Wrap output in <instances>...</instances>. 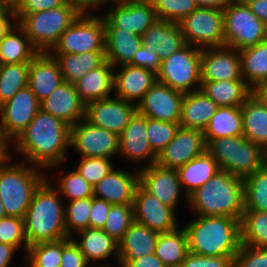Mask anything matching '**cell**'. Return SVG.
<instances>
[{"label":"cell","instance_id":"03108f58","mask_svg":"<svg viewBox=\"0 0 267 267\" xmlns=\"http://www.w3.org/2000/svg\"><path fill=\"white\" fill-rule=\"evenodd\" d=\"M252 95L267 106V81L257 84L252 89Z\"/></svg>","mask_w":267,"mask_h":267},{"label":"cell","instance_id":"6125c7cd","mask_svg":"<svg viewBox=\"0 0 267 267\" xmlns=\"http://www.w3.org/2000/svg\"><path fill=\"white\" fill-rule=\"evenodd\" d=\"M17 248L13 245L0 243V267H9Z\"/></svg>","mask_w":267,"mask_h":267},{"label":"cell","instance_id":"30bf717a","mask_svg":"<svg viewBox=\"0 0 267 267\" xmlns=\"http://www.w3.org/2000/svg\"><path fill=\"white\" fill-rule=\"evenodd\" d=\"M103 15L81 14L48 53L105 52Z\"/></svg>","mask_w":267,"mask_h":267},{"label":"cell","instance_id":"83f0119b","mask_svg":"<svg viewBox=\"0 0 267 267\" xmlns=\"http://www.w3.org/2000/svg\"><path fill=\"white\" fill-rule=\"evenodd\" d=\"M113 68L115 67L105 60L74 84L76 92L85 104L111 96L114 92Z\"/></svg>","mask_w":267,"mask_h":267},{"label":"cell","instance_id":"ee69618b","mask_svg":"<svg viewBox=\"0 0 267 267\" xmlns=\"http://www.w3.org/2000/svg\"><path fill=\"white\" fill-rule=\"evenodd\" d=\"M133 221V204H115L109 210L103 230L119 243Z\"/></svg>","mask_w":267,"mask_h":267},{"label":"cell","instance_id":"836d02e7","mask_svg":"<svg viewBox=\"0 0 267 267\" xmlns=\"http://www.w3.org/2000/svg\"><path fill=\"white\" fill-rule=\"evenodd\" d=\"M58 61L63 80L75 84L87 72L99 67L105 60V52L49 53Z\"/></svg>","mask_w":267,"mask_h":267},{"label":"cell","instance_id":"91938a15","mask_svg":"<svg viewBox=\"0 0 267 267\" xmlns=\"http://www.w3.org/2000/svg\"><path fill=\"white\" fill-rule=\"evenodd\" d=\"M109 0H66V3L75 7L81 14H89V9L107 6Z\"/></svg>","mask_w":267,"mask_h":267},{"label":"cell","instance_id":"6f0895ef","mask_svg":"<svg viewBox=\"0 0 267 267\" xmlns=\"http://www.w3.org/2000/svg\"><path fill=\"white\" fill-rule=\"evenodd\" d=\"M111 206L112 204L106 202L105 200H101L93 196L89 215V227L103 229Z\"/></svg>","mask_w":267,"mask_h":267},{"label":"cell","instance_id":"4fadbf2b","mask_svg":"<svg viewBox=\"0 0 267 267\" xmlns=\"http://www.w3.org/2000/svg\"><path fill=\"white\" fill-rule=\"evenodd\" d=\"M70 148L75 149L80 157L112 159L119 155V136L82 119L70 128Z\"/></svg>","mask_w":267,"mask_h":267},{"label":"cell","instance_id":"89a4df30","mask_svg":"<svg viewBox=\"0 0 267 267\" xmlns=\"http://www.w3.org/2000/svg\"><path fill=\"white\" fill-rule=\"evenodd\" d=\"M262 153V167L267 169V143L261 147Z\"/></svg>","mask_w":267,"mask_h":267},{"label":"cell","instance_id":"ab89813d","mask_svg":"<svg viewBox=\"0 0 267 267\" xmlns=\"http://www.w3.org/2000/svg\"><path fill=\"white\" fill-rule=\"evenodd\" d=\"M241 244L267 248V212L244 210L240 221Z\"/></svg>","mask_w":267,"mask_h":267},{"label":"cell","instance_id":"5b68a950","mask_svg":"<svg viewBox=\"0 0 267 267\" xmlns=\"http://www.w3.org/2000/svg\"><path fill=\"white\" fill-rule=\"evenodd\" d=\"M7 161L11 158L0 163V201L7 216L24 219L35 189L46 177L40 167Z\"/></svg>","mask_w":267,"mask_h":267},{"label":"cell","instance_id":"44dd1931","mask_svg":"<svg viewBox=\"0 0 267 267\" xmlns=\"http://www.w3.org/2000/svg\"><path fill=\"white\" fill-rule=\"evenodd\" d=\"M147 117L136 112L129 124L119 135V157L123 156L132 162H144L147 164L140 169L148 167L157 161V155L150 148L147 139Z\"/></svg>","mask_w":267,"mask_h":267},{"label":"cell","instance_id":"74e56055","mask_svg":"<svg viewBox=\"0 0 267 267\" xmlns=\"http://www.w3.org/2000/svg\"><path fill=\"white\" fill-rule=\"evenodd\" d=\"M243 115V136L263 146L267 143V106L252 94L241 106Z\"/></svg>","mask_w":267,"mask_h":267},{"label":"cell","instance_id":"9f6ffc18","mask_svg":"<svg viewBox=\"0 0 267 267\" xmlns=\"http://www.w3.org/2000/svg\"><path fill=\"white\" fill-rule=\"evenodd\" d=\"M66 4V0H21L15 9L16 15H27L53 9Z\"/></svg>","mask_w":267,"mask_h":267},{"label":"cell","instance_id":"f6af8a7d","mask_svg":"<svg viewBox=\"0 0 267 267\" xmlns=\"http://www.w3.org/2000/svg\"><path fill=\"white\" fill-rule=\"evenodd\" d=\"M92 197L65 202V227L67 236L89 227Z\"/></svg>","mask_w":267,"mask_h":267},{"label":"cell","instance_id":"f5cc1de1","mask_svg":"<svg viewBox=\"0 0 267 267\" xmlns=\"http://www.w3.org/2000/svg\"><path fill=\"white\" fill-rule=\"evenodd\" d=\"M110 265H90L86 261L79 246L74 242L72 238L62 239V256L60 267H110Z\"/></svg>","mask_w":267,"mask_h":267},{"label":"cell","instance_id":"1f68e13d","mask_svg":"<svg viewBox=\"0 0 267 267\" xmlns=\"http://www.w3.org/2000/svg\"><path fill=\"white\" fill-rule=\"evenodd\" d=\"M105 37L106 60L115 67L114 69L129 64L143 45L140 35L121 31L119 28H105Z\"/></svg>","mask_w":267,"mask_h":267},{"label":"cell","instance_id":"ffe728a7","mask_svg":"<svg viewBox=\"0 0 267 267\" xmlns=\"http://www.w3.org/2000/svg\"><path fill=\"white\" fill-rule=\"evenodd\" d=\"M139 184L160 202L176 210L183 190L177 169L161 167L154 163L139 169Z\"/></svg>","mask_w":267,"mask_h":267},{"label":"cell","instance_id":"cb8c5ba5","mask_svg":"<svg viewBox=\"0 0 267 267\" xmlns=\"http://www.w3.org/2000/svg\"><path fill=\"white\" fill-rule=\"evenodd\" d=\"M120 66L119 73H114V95L137 106L156 83L157 73L130 64Z\"/></svg>","mask_w":267,"mask_h":267},{"label":"cell","instance_id":"7bdbcfd3","mask_svg":"<svg viewBox=\"0 0 267 267\" xmlns=\"http://www.w3.org/2000/svg\"><path fill=\"white\" fill-rule=\"evenodd\" d=\"M25 267H58L61 265L62 239L29 246Z\"/></svg>","mask_w":267,"mask_h":267},{"label":"cell","instance_id":"277c9868","mask_svg":"<svg viewBox=\"0 0 267 267\" xmlns=\"http://www.w3.org/2000/svg\"><path fill=\"white\" fill-rule=\"evenodd\" d=\"M188 203L198 216H229L241 221L244 180L220 170L188 196Z\"/></svg>","mask_w":267,"mask_h":267},{"label":"cell","instance_id":"f907efd6","mask_svg":"<svg viewBox=\"0 0 267 267\" xmlns=\"http://www.w3.org/2000/svg\"><path fill=\"white\" fill-rule=\"evenodd\" d=\"M0 243L13 245L17 249L24 245V252L28 251V242L25 236L24 219L5 216L0 219Z\"/></svg>","mask_w":267,"mask_h":267},{"label":"cell","instance_id":"3957f363","mask_svg":"<svg viewBox=\"0 0 267 267\" xmlns=\"http://www.w3.org/2000/svg\"><path fill=\"white\" fill-rule=\"evenodd\" d=\"M184 225L189 252L208 257L235 256L241 245L240 220L198 216Z\"/></svg>","mask_w":267,"mask_h":267},{"label":"cell","instance_id":"db71d44e","mask_svg":"<svg viewBox=\"0 0 267 267\" xmlns=\"http://www.w3.org/2000/svg\"><path fill=\"white\" fill-rule=\"evenodd\" d=\"M180 267H234V256L208 257L189 252Z\"/></svg>","mask_w":267,"mask_h":267},{"label":"cell","instance_id":"5bb4252c","mask_svg":"<svg viewBox=\"0 0 267 267\" xmlns=\"http://www.w3.org/2000/svg\"><path fill=\"white\" fill-rule=\"evenodd\" d=\"M40 102L27 86L0 105V132L12 143L34 119Z\"/></svg>","mask_w":267,"mask_h":267},{"label":"cell","instance_id":"e575fe53","mask_svg":"<svg viewBox=\"0 0 267 267\" xmlns=\"http://www.w3.org/2000/svg\"><path fill=\"white\" fill-rule=\"evenodd\" d=\"M200 89L220 107L242 106L252 94L245 80L202 81Z\"/></svg>","mask_w":267,"mask_h":267},{"label":"cell","instance_id":"8c879c8a","mask_svg":"<svg viewBox=\"0 0 267 267\" xmlns=\"http://www.w3.org/2000/svg\"><path fill=\"white\" fill-rule=\"evenodd\" d=\"M7 216L4 210V207L0 201V219H2L3 217Z\"/></svg>","mask_w":267,"mask_h":267},{"label":"cell","instance_id":"603a6c76","mask_svg":"<svg viewBox=\"0 0 267 267\" xmlns=\"http://www.w3.org/2000/svg\"><path fill=\"white\" fill-rule=\"evenodd\" d=\"M136 170L135 174L120 169L111 170L93 187V196L112 205L133 204L139 185V169Z\"/></svg>","mask_w":267,"mask_h":267},{"label":"cell","instance_id":"7dc6e473","mask_svg":"<svg viewBox=\"0 0 267 267\" xmlns=\"http://www.w3.org/2000/svg\"><path fill=\"white\" fill-rule=\"evenodd\" d=\"M59 177L58 189L60 195L67 201L93 197V186H91L79 173L74 169ZM58 186V187H57Z\"/></svg>","mask_w":267,"mask_h":267},{"label":"cell","instance_id":"bcb514c9","mask_svg":"<svg viewBox=\"0 0 267 267\" xmlns=\"http://www.w3.org/2000/svg\"><path fill=\"white\" fill-rule=\"evenodd\" d=\"M157 19L181 22L198 8L195 0H152Z\"/></svg>","mask_w":267,"mask_h":267},{"label":"cell","instance_id":"f1b7e54d","mask_svg":"<svg viewBox=\"0 0 267 267\" xmlns=\"http://www.w3.org/2000/svg\"><path fill=\"white\" fill-rule=\"evenodd\" d=\"M160 233L133 221L122 240L118 243V260H135L155 253Z\"/></svg>","mask_w":267,"mask_h":267},{"label":"cell","instance_id":"4316f807","mask_svg":"<svg viewBox=\"0 0 267 267\" xmlns=\"http://www.w3.org/2000/svg\"><path fill=\"white\" fill-rule=\"evenodd\" d=\"M219 107L201 89L184 93L179 120L180 127L203 132Z\"/></svg>","mask_w":267,"mask_h":267},{"label":"cell","instance_id":"52a82bcc","mask_svg":"<svg viewBox=\"0 0 267 267\" xmlns=\"http://www.w3.org/2000/svg\"><path fill=\"white\" fill-rule=\"evenodd\" d=\"M206 150L220 170L243 179L262 167L261 146L244 136L213 139Z\"/></svg>","mask_w":267,"mask_h":267},{"label":"cell","instance_id":"ac0fdd59","mask_svg":"<svg viewBox=\"0 0 267 267\" xmlns=\"http://www.w3.org/2000/svg\"><path fill=\"white\" fill-rule=\"evenodd\" d=\"M206 150L203 132L179 127L175 137L157 155L156 163L165 168L178 169Z\"/></svg>","mask_w":267,"mask_h":267},{"label":"cell","instance_id":"b9f144b4","mask_svg":"<svg viewBox=\"0 0 267 267\" xmlns=\"http://www.w3.org/2000/svg\"><path fill=\"white\" fill-rule=\"evenodd\" d=\"M244 180V208L267 212V169L261 167Z\"/></svg>","mask_w":267,"mask_h":267},{"label":"cell","instance_id":"9c48e42d","mask_svg":"<svg viewBox=\"0 0 267 267\" xmlns=\"http://www.w3.org/2000/svg\"><path fill=\"white\" fill-rule=\"evenodd\" d=\"M223 13L225 46L240 51L267 39V26L247 4L232 1Z\"/></svg>","mask_w":267,"mask_h":267},{"label":"cell","instance_id":"d6a6232c","mask_svg":"<svg viewBox=\"0 0 267 267\" xmlns=\"http://www.w3.org/2000/svg\"><path fill=\"white\" fill-rule=\"evenodd\" d=\"M206 146L213 140L224 137L243 136V115L241 106H221L211 117L203 131Z\"/></svg>","mask_w":267,"mask_h":267},{"label":"cell","instance_id":"f546056e","mask_svg":"<svg viewBox=\"0 0 267 267\" xmlns=\"http://www.w3.org/2000/svg\"><path fill=\"white\" fill-rule=\"evenodd\" d=\"M77 234L80 237L75 239L73 236L72 239L79 246L89 265H92L93 262L111 258V256H114L119 263L118 243L103 229L88 227L77 232Z\"/></svg>","mask_w":267,"mask_h":267},{"label":"cell","instance_id":"f35d334b","mask_svg":"<svg viewBox=\"0 0 267 267\" xmlns=\"http://www.w3.org/2000/svg\"><path fill=\"white\" fill-rule=\"evenodd\" d=\"M239 54L242 78L251 89L267 81V39L255 46L240 50Z\"/></svg>","mask_w":267,"mask_h":267},{"label":"cell","instance_id":"11a10c76","mask_svg":"<svg viewBox=\"0 0 267 267\" xmlns=\"http://www.w3.org/2000/svg\"><path fill=\"white\" fill-rule=\"evenodd\" d=\"M129 64L158 73L161 67V60L157 53L142 45Z\"/></svg>","mask_w":267,"mask_h":267},{"label":"cell","instance_id":"6da1fadb","mask_svg":"<svg viewBox=\"0 0 267 267\" xmlns=\"http://www.w3.org/2000/svg\"><path fill=\"white\" fill-rule=\"evenodd\" d=\"M71 126L63 120L42 111L12 142V150L24 155L25 162L43 170L62 166L67 159V148H70ZM52 167V168H51Z\"/></svg>","mask_w":267,"mask_h":267},{"label":"cell","instance_id":"753ad0ef","mask_svg":"<svg viewBox=\"0 0 267 267\" xmlns=\"http://www.w3.org/2000/svg\"><path fill=\"white\" fill-rule=\"evenodd\" d=\"M233 1L239 4H249L253 0H233Z\"/></svg>","mask_w":267,"mask_h":267},{"label":"cell","instance_id":"9a60e30c","mask_svg":"<svg viewBox=\"0 0 267 267\" xmlns=\"http://www.w3.org/2000/svg\"><path fill=\"white\" fill-rule=\"evenodd\" d=\"M137 112V106L117 96L86 104L85 120L118 136Z\"/></svg>","mask_w":267,"mask_h":267},{"label":"cell","instance_id":"c3c4849f","mask_svg":"<svg viewBox=\"0 0 267 267\" xmlns=\"http://www.w3.org/2000/svg\"><path fill=\"white\" fill-rule=\"evenodd\" d=\"M179 122L157 121L147 118V139L152 151L158 155L175 137Z\"/></svg>","mask_w":267,"mask_h":267},{"label":"cell","instance_id":"680465c9","mask_svg":"<svg viewBox=\"0 0 267 267\" xmlns=\"http://www.w3.org/2000/svg\"><path fill=\"white\" fill-rule=\"evenodd\" d=\"M119 267H167L156 255L141 256L135 260H118Z\"/></svg>","mask_w":267,"mask_h":267},{"label":"cell","instance_id":"7a4b0ae2","mask_svg":"<svg viewBox=\"0 0 267 267\" xmlns=\"http://www.w3.org/2000/svg\"><path fill=\"white\" fill-rule=\"evenodd\" d=\"M48 176L33 193L24 217L28 246L69 238L65 227V203Z\"/></svg>","mask_w":267,"mask_h":267},{"label":"cell","instance_id":"8992f818","mask_svg":"<svg viewBox=\"0 0 267 267\" xmlns=\"http://www.w3.org/2000/svg\"><path fill=\"white\" fill-rule=\"evenodd\" d=\"M80 15L75 7L66 3L53 9L16 15V19L33 46L39 52L48 53Z\"/></svg>","mask_w":267,"mask_h":267},{"label":"cell","instance_id":"ba28073f","mask_svg":"<svg viewBox=\"0 0 267 267\" xmlns=\"http://www.w3.org/2000/svg\"><path fill=\"white\" fill-rule=\"evenodd\" d=\"M201 50L200 47L185 44L177 52L172 53L161 61L157 81L182 93L199 90L202 83Z\"/></svg>","mask_w":267,"mask_h":267},{"label":"cell","instance_id":"60d3db41","mask_svg":"<svg viewBox=\"0 0 267 267\" xmlns=\"http://www.w3.org/2000/svg\"><path fill=\"white\" fill-rule=\"evenodd\" d=\"M30 62L0 65V105L28 86Z\"/></svg>","mask_w":267,"mask_h":267},{"label":"cell","instance_id":"8d00e7d4","mask_svg":"<svg viewBox=\"0 0 267 267\" xmlns=\"http://www.w3.org/2000/svg\"><path fill=\"white\" fill-rule=\"evenodd\" d=\"M188 253V237L184 227L159 234L155 255L167 267H180Z\"/></svg>","mask_w":267,"mask_h":267},{"label":"cell","instance_id":"2644e50d","mask_svg":"<svg viewBox=\"0 0 267 267\" xmlns=\"http://www.w3.org/2000/svg\"><path fill=\"white\" fill-rule=\"evenodd\" d=\"M1 1L4 2L9 8L14 10L21 2V0H1Z\"/></svg>","mask_w":267,"mask_h":267},{"label":"cell","instance_id":"e7e4bbea","mask_svg":"<svg viewBox=\"0 0 267 267\" xmlns=\"http://www.w3.org/2000/svg\"><path fill=\"white\" fill-rule=\"evenodd\" d=\"M233 0H195L198 7L224 10Z\"/></svg>","mask_w":267,"mask_h":267},{"label":"cell","instance_id":"4dcf8cb0","mask_svg":"<svg viewBox=\"0 0 267 267\" xmlns=\"http://www.w3.org/2000/svg\"><path fill=\"white\" fill-rule=\"evenodd\" d=\"M218 171H220L217 161L211 154L205 150L201 155L193 158L184 166L177 169L179 180L185 192V198L188 202V196L196 189L202 187Z\"/></svg>","mask_w":267,"mask_h":267},{"label":"cell","instance_id":"2e32d148","mask_svg":"<svg viewBox=\"0 0 267 267\" xmlns=\"http://www.w3.org/2000/svg\"><path fill=\"white\" fill-rule=\"evenodd\" d=\"M184 93L156 81L137 105V112L149 119L179 122Z\"/></svg>","mask_w":267,"mask_h":267},{"label":"cell","instance_id":"816d5d0a","mask_svg":"<svg viewBox=\"0 0 267 267\" xmlns=\"http://www.w3.org/2000/svg\"><path fill=\"white\" fill-rule=\"evenodd\" d=\"M234 267H267V248L241 244L234 256Z\"/></svg>","mask_w":267,"mask_h":267},{"label":"cell","instance_id":"d6986e66","mask_svg":"<svg viewBox=\"0 0 267 267\" xmlns=\"http://www.w3.org/2000/svg\"><path fill=\"white\" fill-rule=\"evenodd\" d=\"M201 81L244 80L239 51L227 46L201 50Z\"/></svg>","mask_w":267,"mask_h":267},{"label":"cell","instance_id":"484cf974","mask_svg":"<svg viewBox=\"0 0 267 267\" xmlns=\"http://www.w3.org/2000/svg\"><path fill=\"white\" fill-rule=\"evenodd\" d=\"M141 39L143 46L157 53L161 61L186 44L178 23L159 19L141 35Z\"/></svg>","mask_w":267,"mask_h":267},{"label":"cell","instance_id":"e0dca14e","mask_svg":"<svg viewBox=\"0 0 267 267\" xmlns=\"http://www.w3.org/2000/svg\"><path fill=\"white\" fill-rule=\"evenodd\" d=\"M175 212L140 184L137 186L133 201L134 221L158 233L169 232L178 228Z\"/></svg>","mask_w":267,"mask_h":267},{"label":"cell","instance_id":"d4e9b609","mask_svg":"<svg viewBox=\"0 0 267 267\" xmlns=\"http://www.w3.org/2000/svg\"><path fill=\"white\" fill-rule=\"evenodd\" d=\"M63 82V75L55 57L49 53L39 52L31 60L28 87L39 102L47 98Z\"/></svg>","mask_w":267,"mask_h":267},{"label":"cell","instance_id":"94428289","mask_svg":"<svg viewBox=\"0 0 267 267\" xmlns=\"http://www.w3.org/2000/svg\"><path fill=\"white\" fill-rule=\"evenodd\" d=\"M247 5L252 13L267 26V0H253Z\"/></svg>","mask_w":267,"mask_h":267},{"label":"cell","instance_id":"7c38bea8","mask_svg":"<svg viewBox=\"0 0 267 267\" xmlns=\"http://www.w3.org/2000/svg\"><path fill=\"white\" fill-rule=\"evenodd\" d=\"M108 4L112 7L104 12L105 28H119L121 31L141 36L158 20L151 1L109 0Z\"/></svg>","mask_w":267,"mask_h":267},{"label":"cell","instance_id":"be15d7a7","mask_svg":"<svg viewBox=\"0 0 267 267\" xmlns=\"http://www.w3.org/2000/svg\"><path fill=\"white\" fill-rule=\"evenodd\" d=\"M12 20H14L13 23L11 22ZM16 24V16H0V41L14 28Z\"/></svg>","mask_w":267,"mask_h":267},{"label":"cell","instance_id":"003e7915","mask_svg":"<svg viewBox=\"0 0 267 267\" xmlns=\"http://www.w3.org/2000/svg\"><path fill=\"white\" fill-rule=\"evenodd\" d=\"M10 142L3 136V134L0 132V163L10 160V157L13 156L9 148L11 146Z\"/></svg>","mask_w":267,"mask_h":267},{"label":"cell","instance_id":"681fc988","mask_svg":"<svg viewBox=\"0 0 267 267\" xmlns=\"http://www.w3.org/2000/svg\"><path fill=\"white\" fill-rule=\"evenodd\" d=\"M114 167L110 158L81 157L75 169L94 187L103 177L113 170Z\"/></svg>","mask_w":267,"mask_h":267},{"label":"cell","instance_id":"d590c367","mask_svg":"<svg viewBox=\"0 0 267 267\" xmlns=\"http://www.w3.org/2000/svg\"><path fill=\"white\" fill-rule=\"evenodd\" d=\"M38 53L18 24L0 41V65L31 62Z\"/></svg>","mask_w":267,"mask_h":267},{"label":"cell","instance_id":"7402d4cb","mask_svg":"<svg viewBox=\"0 0 267 267\" xmlns=\"http://www.w3.org/2000/svg\"><path fill=\"white\" fill-rule=\"evenodd\" d=\"M40 109L73 126L85 118L86 104L79 97L74 84L64 81L40 102Z\"/></svg>","mask_w":267,"mask_h":267},{"label":"cell","instance_id":"a7ac6f4b","mask_svg":"<svg viewBox=\"0 0 267 267\" xmlns=\"http://www.w3.org/2000/svg\"><path fill=\"white\" fill-rule=\"evenodd\" d=\"M0 16H16L15 10L9 8L4 2L0 0Z\"/></svg>","mask_w":267,"mask_h":267},{"label":"cell","instance_id":"8fae6325","mask_svg":"<svg viewBox=\"0 0 267 267\" xmlns=\"http://www.w3.org/2000/svg\"><path fill=\"white\" fill-rule=\"evenodd\" d=\"M178 24L186 44L200 48L225 46L221 9L198 7Z\"/></svg>","mask_w":267,"mask_h":267}]
</instances>
